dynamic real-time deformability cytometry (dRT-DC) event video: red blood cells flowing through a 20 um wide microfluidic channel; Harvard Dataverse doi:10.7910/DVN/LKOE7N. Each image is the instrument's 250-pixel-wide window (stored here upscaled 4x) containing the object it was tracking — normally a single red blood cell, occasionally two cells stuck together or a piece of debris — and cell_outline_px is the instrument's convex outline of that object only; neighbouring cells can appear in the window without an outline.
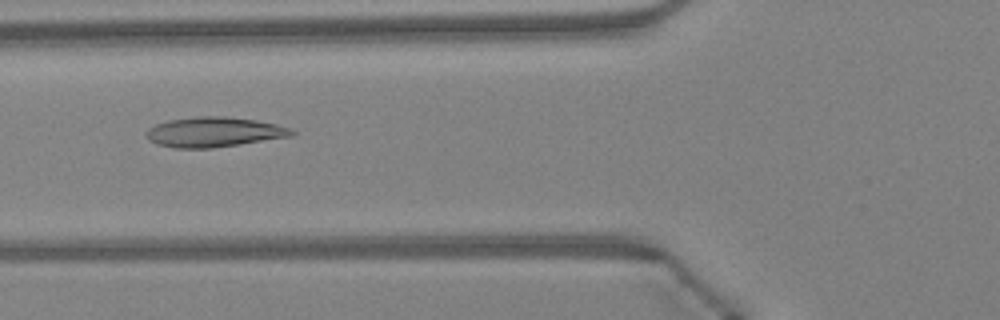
{"species": "Egyptian fruit bat (a non-hibernating species)", "species_latin": "Rousettus aegyptiacus", "temperature_condition": "warm", "stored_images_in_passage": 47, "camera_frame_rate_fps": 3000, "um_per_image_px": 0.085, "animal": {"sex": "female"}, "frame": {"image": 1, "passage_image": 18, "time_ms": 5.667, "image_size_px": [1000, 320], "cell_outline_px": [[296, 132], [292, 136], [240, 144], [212, 148], [176, 148], [156, 144], [148, 140], [144, 136], [148, 128], [156, 124], [168, 120], [196, 116], [224, 116], [256, 120], [276, 124], [292, 128]], "centroid_in_image_um": [18.17, 11.22], "position_along_channel_um": 107.6, "area_um2": 25.55}}
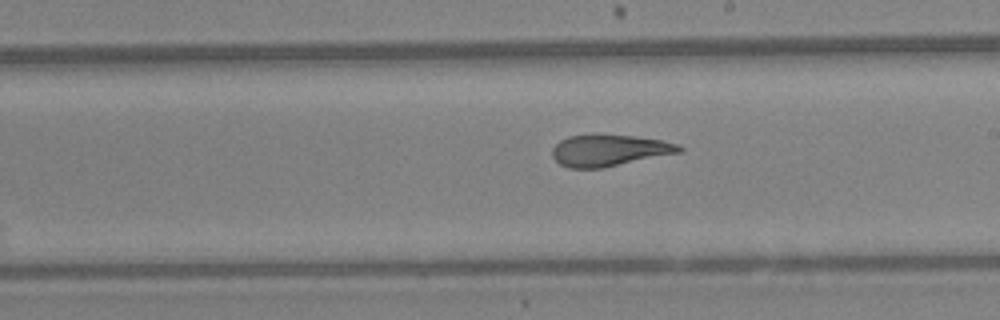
{"frame": {"image": 2, "passage_image": 27, "time_ms": 8.667, "image_size_px": [1000, 320], "cell_outline_px": [[684, 148], [680, 152], [604, 168], [568, 168], [560, 164], [552, 156], [552, 148], [560, 140], [568, 136], [636, 136], [660, 140], [680, 144]], "centroid_in_image_um": [51.79, 12.8], "position_along_channel_um": 237.2, "area_um2": 22.95}}
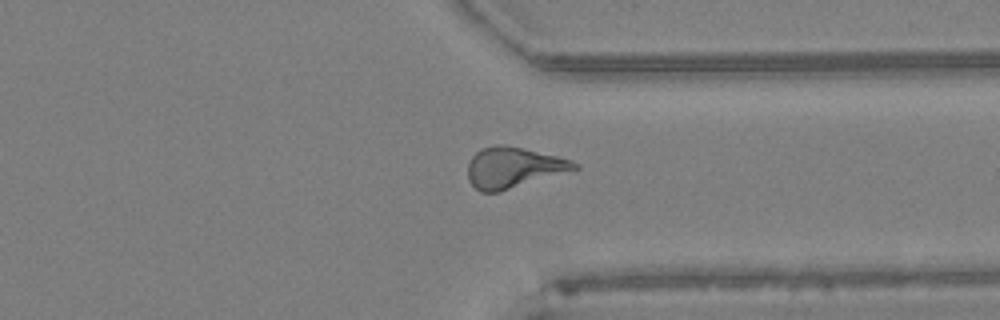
{"frame": {"image": 3, "passage_image": 36, "time_ms": 11.667, "image_size_px": [1000, 320], "cell_outline_px": [[580, 168], [500, 192], [480, 192], [468, 180], [468, 160], [480, 148], [496, 144], [504, 144], [556, 156], [572, 160], [580, 164]], "centroid_in_image_um": [43.62, 14.24], "position_along_channel_um": 367.8, "area_um2": 25.37}, "authors_computed_cell_mechanics": {"area_um2": 24.5072, "velocity_mm_per_s": 4.3405, "shape_relaxation_time_tau1_ms": null, "shape_relaxation_time_tau2_ms": 2.5972, "deformation_change_tau1": null, "deformation_change_tau2": 0.0956}}